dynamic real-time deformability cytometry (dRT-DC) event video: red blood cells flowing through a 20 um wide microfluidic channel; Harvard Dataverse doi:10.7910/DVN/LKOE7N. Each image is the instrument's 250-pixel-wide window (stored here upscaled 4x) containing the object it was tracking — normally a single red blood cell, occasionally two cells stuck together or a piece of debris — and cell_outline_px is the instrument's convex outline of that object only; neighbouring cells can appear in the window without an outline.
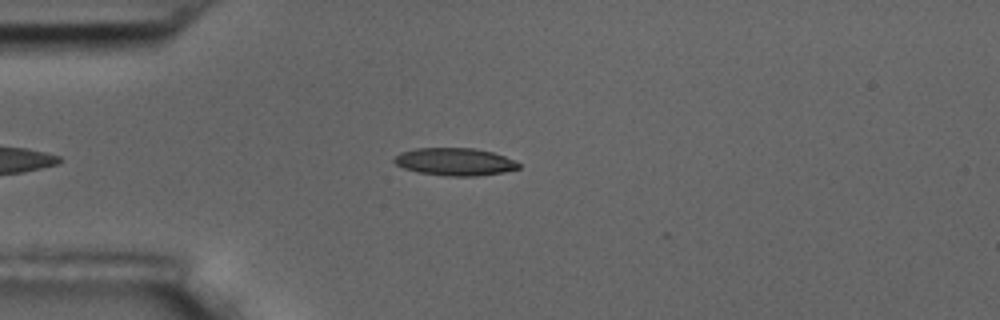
{"species": "common noctule bat (a hibernating species)", "species_latin": "Nyctalus noctula", "temperature_condition": "room temperature", "stored_images_in_passage": 3, "camera_frame_rate_fps": 3000, "um_per_image_px": 0.085, "animal": {"sex": "male", "body_mass_g": 17.5, "forearm_length_mm": 52.3}, "frame": {"image": 1, "passage_image": 1, "time_ms": 0.0, "image_size_px": [1000, 320], "cell_outline_px": [[520, 168], [504, 172], [476, 176], [444, 176], [420, 172], [404, 168], [396, 164], [392, 160], [400, 152], [416, 148], [472, 148], [492, 152], [504, 156], [520, 164]], "centroid_in_image_um": [38.65, 13.75], "position_along_channel_um": 46.4, "area_um2": 19.88}}
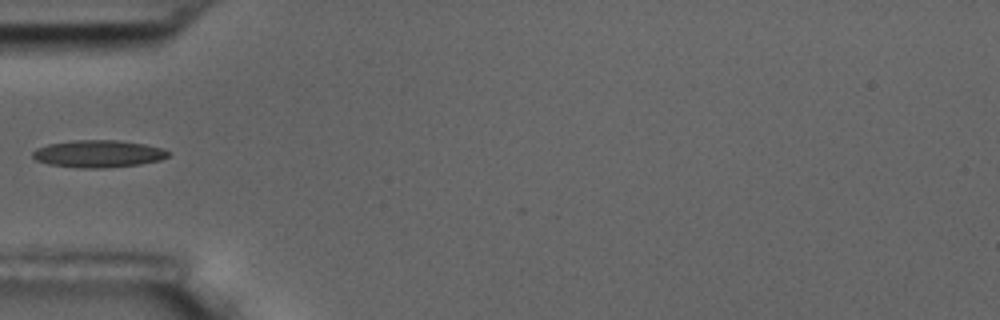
{"frame": {"image": 2, "passage_image": 2, "time_ms": 1.333, "image_size_px": [1000, 320], "cell_outline_px": [[168, 156], [160, 160], [140, 164], [104, 168], [80, 168], [48, 164], [36, 160], [32, 156], [32, 152], [36, 148], [48, 144], [72, 140], [116, 140], [144, 144], [164, 148], [168, 152]], "centroid_in_image_um": [8.33, 13.07], "position_along_channel_um": 76.7, "area_um2": 21.56}}